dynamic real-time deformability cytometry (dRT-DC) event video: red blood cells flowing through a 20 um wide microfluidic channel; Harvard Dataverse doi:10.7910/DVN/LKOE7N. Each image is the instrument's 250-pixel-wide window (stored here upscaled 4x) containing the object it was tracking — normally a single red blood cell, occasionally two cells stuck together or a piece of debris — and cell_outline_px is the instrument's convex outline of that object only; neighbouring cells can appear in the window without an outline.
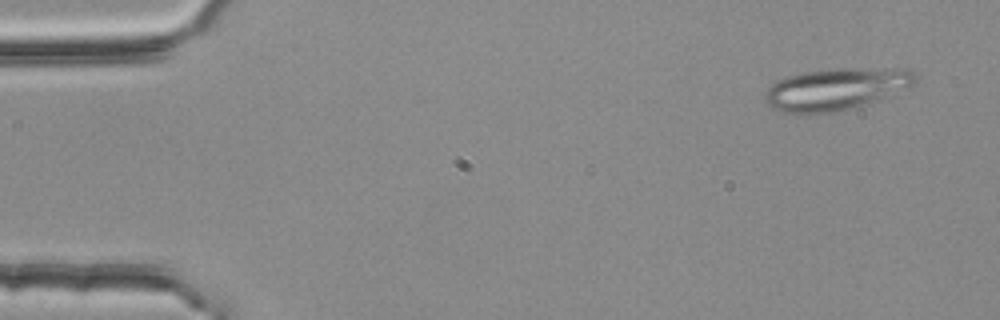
{"species": "common noctule bat (a hibernating species)", "species_latin": "Nyctalus noctula", "temperature_condition": "room temperature", "stored_images_in_passage": 53, "segment_of_instrument_passage": [1, 2], "camera_frame_rate_fps": 3000, "um_per_image_px": 0.085, "animal": {"sex": "female", "body_mass_g": 25.1}, "frame": {"image": 1, "passage_image": 3, "time_ms": 0.667, "image_size_px": [1000, 320], "cell_outline_px": [[916, 84], [912, 88], [848, 108], [832, 112], [784, 112], [772, 108], [764, 100], [764, 92], [776, 80], [784, 76], [804, 72], [836, 68], [912, 68], [916, 76]], "centroid_in_image_um": [71.1, 7.52], "position_along_channel_um": 13.9, "area_um2": 36.65}}